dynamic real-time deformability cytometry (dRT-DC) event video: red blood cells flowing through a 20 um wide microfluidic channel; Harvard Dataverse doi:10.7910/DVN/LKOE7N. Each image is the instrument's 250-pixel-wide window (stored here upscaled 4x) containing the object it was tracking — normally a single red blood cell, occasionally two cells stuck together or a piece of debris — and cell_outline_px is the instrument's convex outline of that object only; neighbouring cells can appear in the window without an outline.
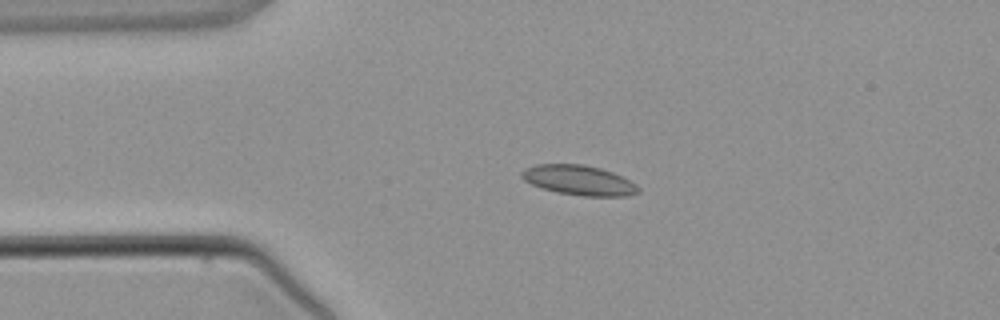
{"species": "common noctule bat (a hibernating species)", "species_latin": "Nyctalus noctula", "temperature_condition": "warm", "stored_images_in_passage": 5, "segment_of_instrument_passage": [1, 2], "camera_frame_rate_fps": 3000, "um_per_image_px": 0.085, "animal": {"sex": "male", "body_mass_g": 21.5, "forearm_length_mm": 52.0}, "frame": {"image": 1, "passage_image": 3, "time_ms": 2.333, "image_size_px": [1000, 320], "cell_outline_px": [[640, 192], [628, 196], [580, 196], [556, 192], [532, 184], [524, 180], [520, 176], [520, 172], [524, 168], [536, 164], [584, 164], [600, 168], [612, 172], [636, 184], [640, 188]], "centroid_in_image_um": [49.2, 15.32], "position_along_channel_um": 35.8, "area_um2": 20.35}}